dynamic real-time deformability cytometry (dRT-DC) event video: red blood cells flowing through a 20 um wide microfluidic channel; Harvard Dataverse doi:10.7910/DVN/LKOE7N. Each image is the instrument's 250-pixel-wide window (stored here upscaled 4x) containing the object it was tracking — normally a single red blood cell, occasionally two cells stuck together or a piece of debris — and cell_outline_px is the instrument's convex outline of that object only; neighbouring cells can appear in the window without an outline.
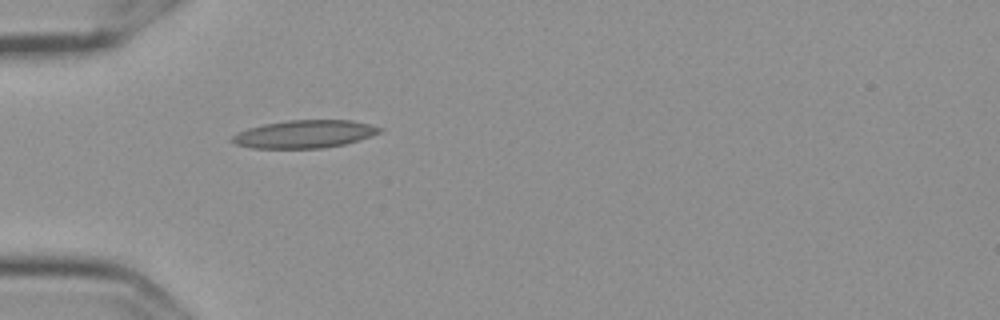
{"species": "Egyptian fruit bat (a non-hibernating species)", "species_latin": "Rousettus aegyptiacus", "temperature_condition": "cold", "stored_images_in_passage": 40, "camera_frame_rate_fps": 3000, "um_per_image_px": 0.085, "frame": {"image": 1, "passage_image": 1, "time_ms": 0.0, "image_size_px": [1000, 320], "cell_outline_px": [[384, 128], [380, 132], [372, 136], [344, 144], [324, 148], [252, 148], [236, 144], [232, 140], [232, 136], [248, 128], [264, 124], [288, 120], [352, 120]], "centroid_in_image_um": [25.91, 11.39], "position_along_channel_um": 59.1, "area_um2": 23.76}}
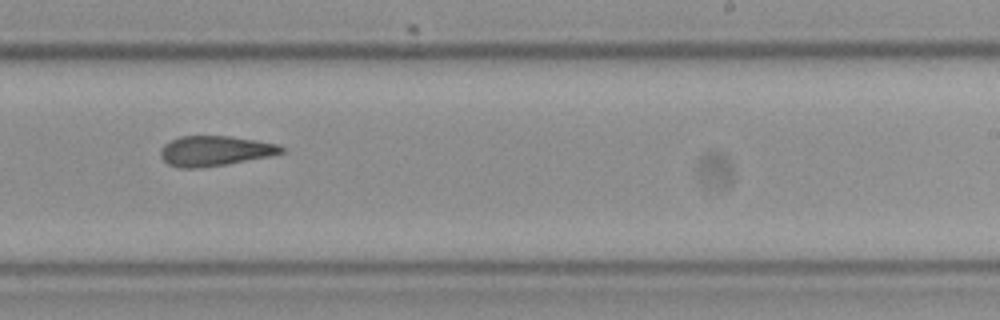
{"frame": {"image": 2, "passage_image": 19, "time_ms": 6.0, "image_size_px": [1000, 320], "cell_outline_px": [[284, 152], [268, 156], [224, 164], [200, 168], [176, 168], [168, 164], [160, 156], [160, 148], [164, 144], [180, 136], [232, 136], [256, 140], [276, 144], [284, 148]], "centroid_in_image_um": [18.21, 12.82], "position_along_channel_um": 270.8, "area_um2": 21.04}}
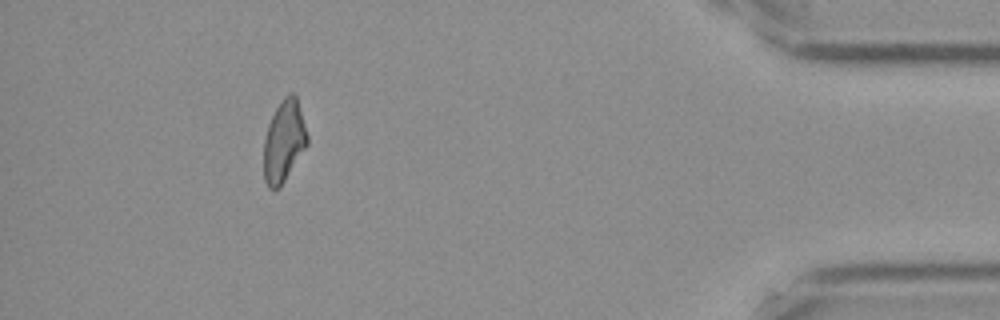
{"frame": {"image": 3, "passage_image": 35, "time_ms": 11.333, "image_size_px": [1000, 320], "cell_outline_px": [[308, 144], [280, 188], [268, 188], [264, 180], [264, 140], [268, 124], [276, 108], [284, 96], [288, 92], [292, 92], [296, 96], [308, 136]], "centroid_in_image_um": [24.13, 12.01], "position_along_channel_um": 411.1, "area_um2": 20.63}, "authors_computed_cell_mechanics": {"area_um2": 21.1548, "velocity_mm_per_s": 3.6155, "shape_relaxation_time_tau1_ms": null, "shape_relaxation_time_tau2_ms": 5.3092, "deformation_change_tau1": null, "deformation_change_tau2": 0.1573}}